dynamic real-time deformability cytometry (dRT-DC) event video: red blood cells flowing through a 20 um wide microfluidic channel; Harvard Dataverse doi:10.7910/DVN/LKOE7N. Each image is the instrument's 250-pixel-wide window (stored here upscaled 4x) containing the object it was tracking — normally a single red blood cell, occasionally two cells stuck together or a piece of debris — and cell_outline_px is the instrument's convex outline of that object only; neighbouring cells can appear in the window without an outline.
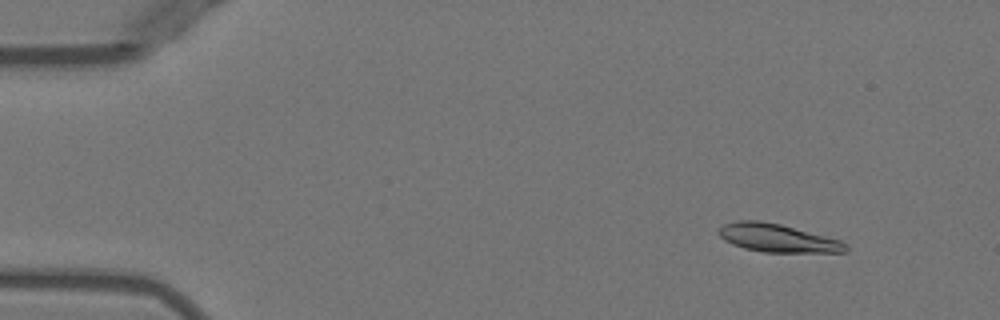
{"species": "Egyptian fruit bat (a non-hibernating species)", "species_latin": "Rousettus aegyptiacus", "temperature_condition": "warm", "stored_images_in_passage": 52, "camera_frame_rate_fps": 3000, "um_per_image_px": 0.085, "animal": {"sex": "female"}, "frame": {"image": 1, "passage_image": 6, "time_ms": 1.667, "image_size_px": [1000, 320], "cell_outline_px": [[848, 248], [844, 252], [764, 252], [744, 248], [732, 244], [724, 240], [716, 232], [724, 224], [740, 220], [760, 220], [780, 224], [840, 240], [848, 244]], "centroid_in_image_um": [66.07, 20.23], "position_along_channel_um": 18.9, "area_um2": 20.69}}
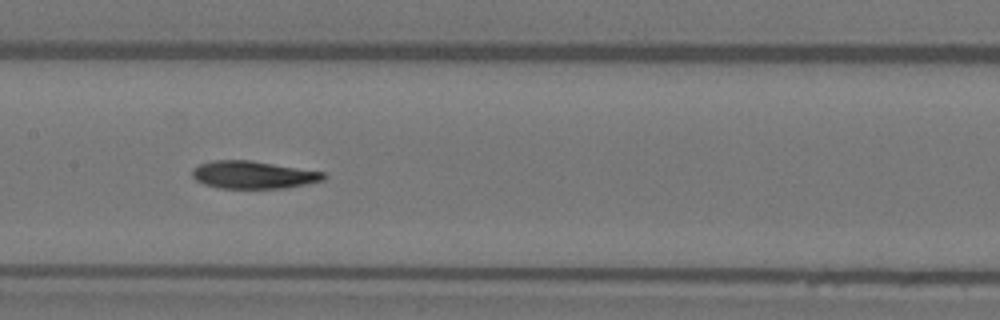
{"frame": {"image": 2, "passage_image": 26, "time_ms": 8.333, "image_size_px": [1000, 320], "cell_outline_px": [[328, 176], [324, 180], [288, 188], [220, 188], [204, 184], [196, 180], [192, 176], [192, 168], [200, 164], [212, 160], [252, 160], [324, 172]], "centroid_in_image_um": [21.54, 14.86], "position_along_channel_um": 185.9, "area_um2": 21.27}}
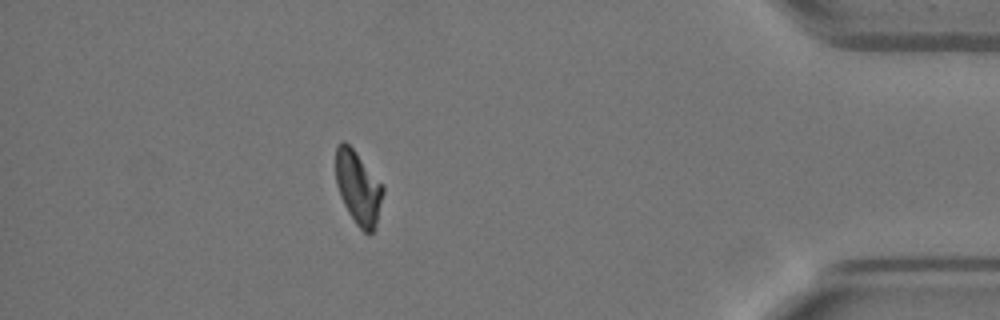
{"frame": {"image": 3, "passage_image": 46, "time_ms": 15.0, "image_size_px": [1000, 320], "cell_outline_px": [[384, 192], [376, 224], [372, 232], [364, 232], [356, 224], [348, 212], [340, 196], [336, 184], [336, 144], [344, 140], [356, 152], [384, 184]], "centroid_in_image_um": [30.45, 15.92], "position_along_channel_um": 404.7, "area_um2": 20.23}, "authors_computed_cell_mechanics": {"area_um2": 21.2415, "velocity_mm_per_s": 3.9637, "shape_relaxation_time_tau1_ms": 7.6223, "shape_relaxation_time_tau2_ms": 3.5375, "deformation_change_tau1": 0.2326, "deformation_change_tau2": 0.0859}}